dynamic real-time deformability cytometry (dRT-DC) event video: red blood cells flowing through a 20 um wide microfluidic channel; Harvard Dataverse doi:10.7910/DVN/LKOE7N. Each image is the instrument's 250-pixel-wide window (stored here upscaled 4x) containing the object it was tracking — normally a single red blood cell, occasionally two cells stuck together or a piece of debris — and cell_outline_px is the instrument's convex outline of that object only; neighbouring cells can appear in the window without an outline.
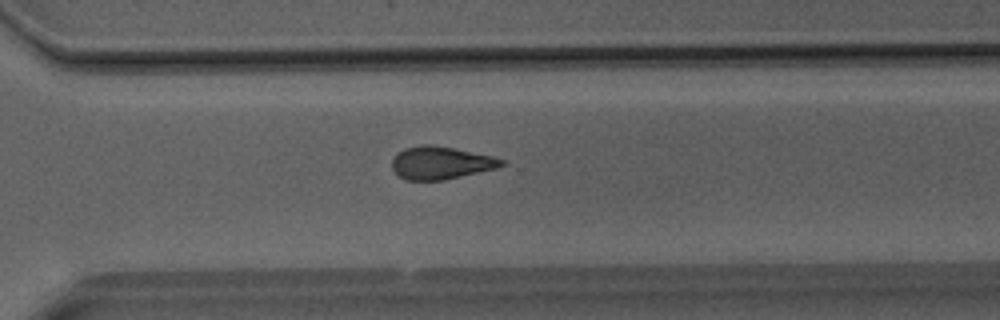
{"species": "Egyptian fruit bat (a non-hibernating species)", "species_latin": "Rousettus aegyptiacus", "temperature_condition": "room temperature", "stored_images_in_passage": 40, "camera_frame_rate_fps": 3000, "um_per_image_px": 0.085, "animal": {"sex": "male"}, "frame": {"image": 1, "passage_image": 29, "time_ms": 9.333, "image_size_px": [1000, 320], "cell_outline_px": [[508, 164], [496, 168], [444, 180], [408, 180], [400, 176], [392, 168], [392, 160], [396, 152], [404, 148], [420, 144], [432, 144], [492, 156], [504, 160]], "centroid_in_image_um": [37.45, 13.83], "position_along_channel_um": 333.1, "area_um2": 20.87}}
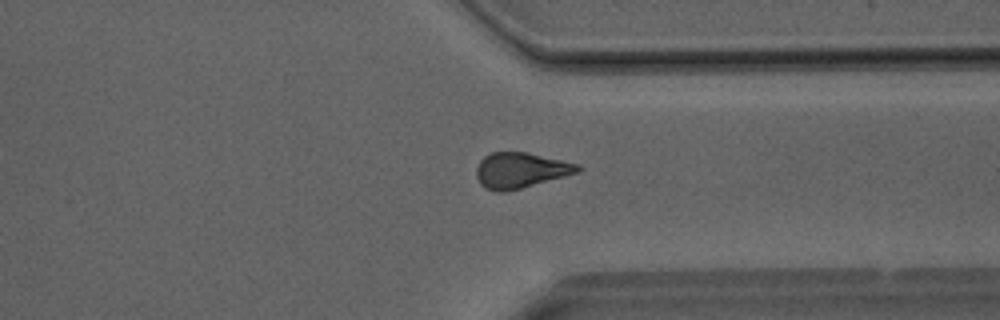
{"frame": {"image": 2, "passage_image": 31, "time_ms": 10.0, "image_size_px": [1000, 320], "cell_outline_px": [[584, 168], [576, 172], [564, 176], [520, 188], [504, 192], [496, 192], [484, 188], [480, 184], [476, 176], [476, 168], [480, 160], [484, 156], [492, 152], [524, 152], [580, 164]], "centroid_in_image_um": [44.2, 14.47], "position_along_channel_um": 367.2, "area_um2": 20.81}}
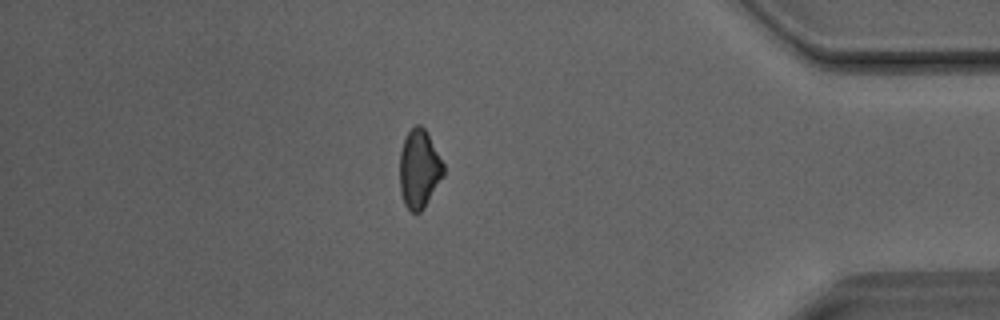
{"frame": {"image": 3, "passage_image": 35, "time_ms": 11.333, "image_size_px": [1000, 320], "cell_outline_px": [[444, 176], [424, 208], [420, 212], [412, 212], [404, 204], [400, 192], [400, 152], [404, 140], [408, 132], [416, 124], [420, 124], [424, 128], [444, 164]], "centroid_in_image_um": [35.63, 14.38], "position_along_channel_um": 399.6, "area_um2": 19.94}}